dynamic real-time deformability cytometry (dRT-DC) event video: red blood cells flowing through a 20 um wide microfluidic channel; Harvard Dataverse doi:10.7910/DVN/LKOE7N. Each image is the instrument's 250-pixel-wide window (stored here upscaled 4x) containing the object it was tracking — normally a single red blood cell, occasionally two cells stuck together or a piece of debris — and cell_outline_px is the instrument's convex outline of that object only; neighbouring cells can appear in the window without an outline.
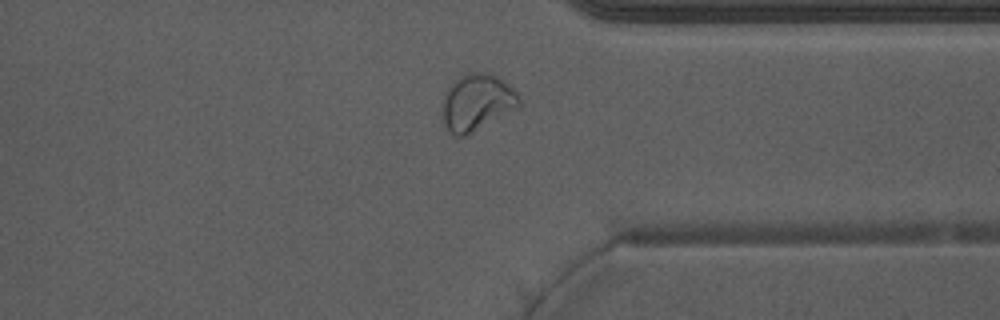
{"species": "Egyptian fruit bat (a non-hibernating species)", "species_latin": "Rousettus aegyptiacus", "temperature_condition": "warm", "stored_images_in_passage": 44, "camera_frame_rate_fps": 3000, "um_per_image_px": 0.085, "animal": {"sex": "male"}, "frame": {"image": 1, "passage_image": 32, "time_ms": 10.333, "image_size_px": [1000, 320], "cell_outline_px": [[520, 104], [468, 136], [456, 136], [444, 124], [440, 108], [444, 92], [452, 80], [468, 72], [488, 72], [496, 76], [512, 88], [520, 96]], "centroid_in_image_um": [40.46, 8.68], "position_along_channel_um": 370.9, "area_um2": 25.37}}
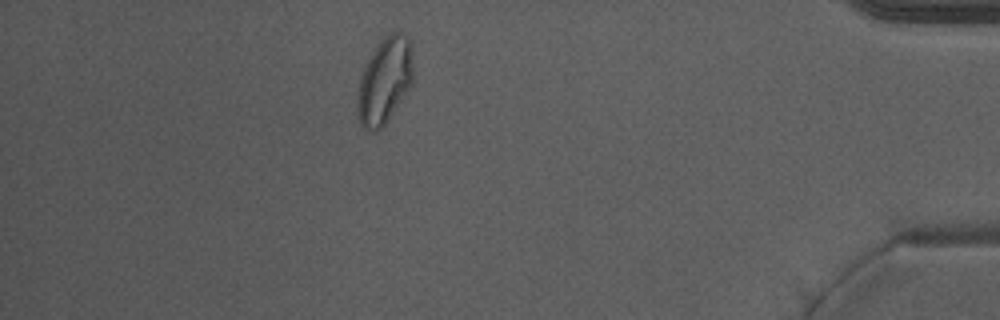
{"frame": {"image": 2, "passage_image": 38, "time_ms": 12.333, "image_size_px": [1000, 320], "cell_outline_px": [[412, 84], [384, 124], [376, 132], [372, 132], [364, 128], [360, 124], [356, 108], [356, 100], [360, 80], [364, 68], [376, 44], [388, 32], [396, 28], [408, 36], [412, 40]], "centroid_in_image_um": [32.7, 6.78], "position_along_channel_um": 402.5, "area_um2": 28.26}, "authors_computed_cell_mechanics": {"area_um2": 26.3568, "velocity_mm_per_s": 3.9433, "shape_relaxation_time_tau1_ms": null, "shape_relaxation_time_tau2_ms": 1.2853, "deformation_change_tau1": null, "deformation_change_tau2": 0.0729}}